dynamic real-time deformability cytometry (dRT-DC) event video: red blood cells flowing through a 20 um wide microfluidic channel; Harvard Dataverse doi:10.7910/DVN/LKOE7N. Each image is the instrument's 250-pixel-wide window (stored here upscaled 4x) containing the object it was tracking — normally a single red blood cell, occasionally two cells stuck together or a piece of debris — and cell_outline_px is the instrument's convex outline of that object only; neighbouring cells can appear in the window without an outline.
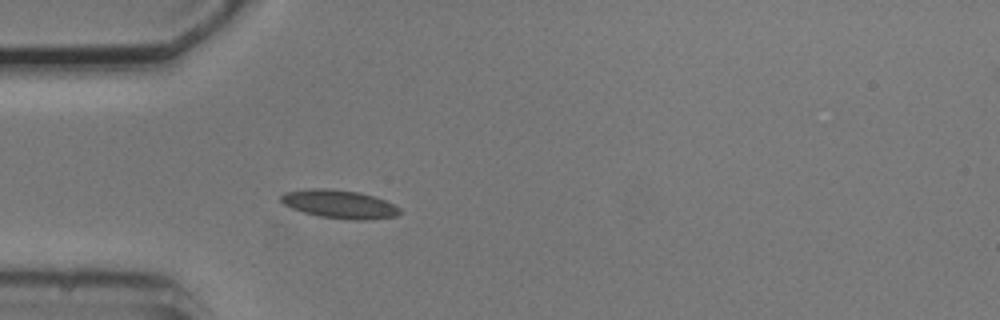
{"species": "common noctule bat (a hibernating species)", "species_latin": "Nyctalus noctula", "temperature_condition": "cold", "stored_images_in_passage": 5, "camera_frame_rate_fps": 3000, "um_per_image_px": 0.085, "animal": {"sex": "male", "body_mass_g": 20.5, "forearm_length_mm": 52.5}, "frame": {"image": 1, "passage_image": 1, "time_ms": 0.0, "image_size_px": [1000, 320], "cell_outline_px": [[400, 212], [396, 216], [364, 220], [352, 220], [320, 216], [304, 212], [292, 208], [284, 204], [280, 200], [280, 196], [284, 192], [308, 188], [328, 188], [360, 192], [384, 200], [400, 208]], "centroid_in_image_um": [28.81, 17.34], "position_along_channel_um": 56.2, "area_um2": 19.54}}
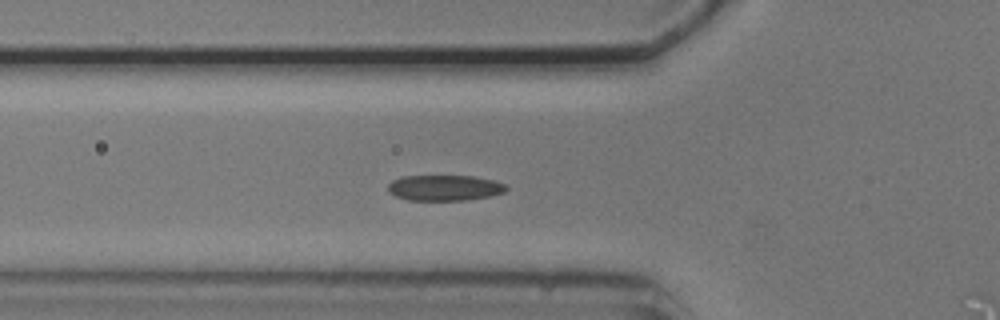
{"frame": {"image": 2, "passage_image": 4, "time_ms": 1.0, "image_size_px": [1000, 320], "cell_outline_px": [[508, 188], [504, 192], [492, 196], [468, 200], [408, 200], [396, 196], [388, 192], [388, 184], [392, 180], [400, 176], [472, 176], [492, 180], [504, 184]], "centroid_in_image_um": [37.77, 15.97], "position_along_channel_um": 88.0, "area_um2": 17.74}}